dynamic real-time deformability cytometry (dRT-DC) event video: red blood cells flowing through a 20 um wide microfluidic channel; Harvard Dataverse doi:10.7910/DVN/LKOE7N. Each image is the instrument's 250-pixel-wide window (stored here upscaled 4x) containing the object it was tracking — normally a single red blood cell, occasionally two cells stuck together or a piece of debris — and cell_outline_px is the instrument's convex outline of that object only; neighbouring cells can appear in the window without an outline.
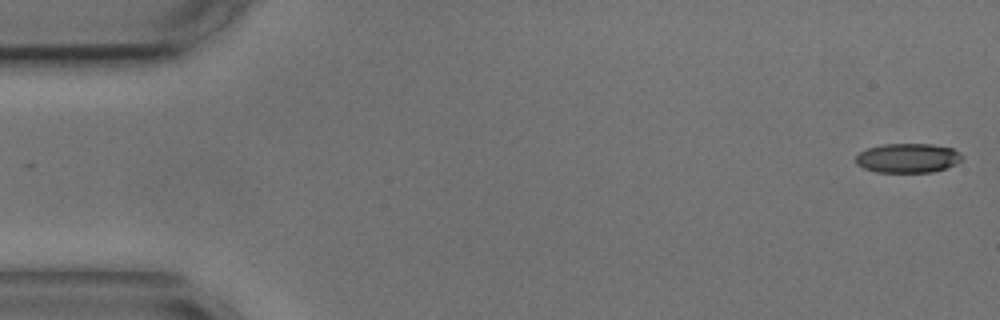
{"species": "common noctule bat (a hibernating species)", "species_latin": "Nyctalus noctula", "temperature_condition": "cold", "stored_images_in_passage": 55, "camera_frame_rate_fps": 3000, "um_per_image_px": 0.085, "animal": {"sex": "male", "body_mass_g": 17.9, "forearm_length_mm": 54.2}, "frame": {"image": 1, "passage_image": 1, "time_ms": 0.0, "image_size_px": [1000, 320], "cell_outline_px": [[964, 156], [956, 164], [932, 172], [876, 172], [864, 168], [856, 164], [856, 156], [860, 152], [868, 148], [884, 144], [932, 144], [952, 148], [960, 152]], "centroid_in_image_um": [77.17, 13.43], "position_along_channel_um": 7.8, "area_um2": 18.15}}
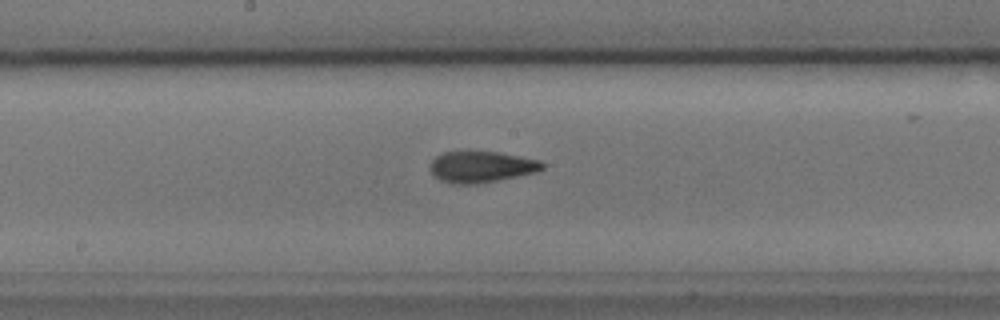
{"frame": {"image": 2, "passage_image": 28, "time_ms": 9.0, "image_size_px": [1000, 320], "cell_outline_px": [[544, 168], [540, 172], [476, 184], [452, 184], [440, 180], [432, 176], [428, 168], [432, 160], [436, 156], [444, 152], [500, 152], [540, 160], [544, 164]], "centroid_in_image_um": [40.91, 14.19], "position_along_channel_um": 207.3, "area_um2": 20.69}}
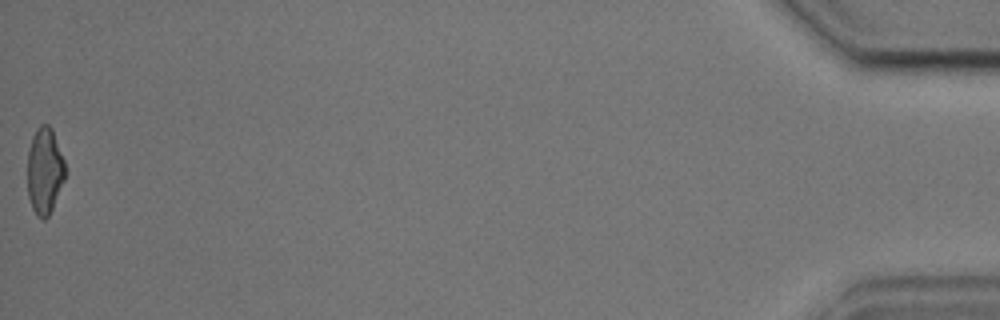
{"frame": {"image": 3, "passage_image": 55, "time_ms": 18.0, "image_size_px": [1000, 320], "cell_outline_px": [[64, 180], [52, 208], [48, 216], [44, 220], [36, 216], [32, 208], [28, 196], [28, 152], [32, 136], [36, 128], [40, 124], [48, 124], [52, 128], [64, 160]], "centroid_in_image_um": [3.78, 14.51], "position_along_channel_um": 431.4, "area_um2": 18.9}, "authors_computed_cell_mechanics": {"area_um2": 19.8254, "velocity_mm_per_s": 3.6078, "shape_relaxation_time_tau1_ms": 6.2306, "shape_relaxation_time_tau2_ms": 2.2284, "deformation_change_tau1": 0.2027, "deformation_change_tau2": 0.1064}}